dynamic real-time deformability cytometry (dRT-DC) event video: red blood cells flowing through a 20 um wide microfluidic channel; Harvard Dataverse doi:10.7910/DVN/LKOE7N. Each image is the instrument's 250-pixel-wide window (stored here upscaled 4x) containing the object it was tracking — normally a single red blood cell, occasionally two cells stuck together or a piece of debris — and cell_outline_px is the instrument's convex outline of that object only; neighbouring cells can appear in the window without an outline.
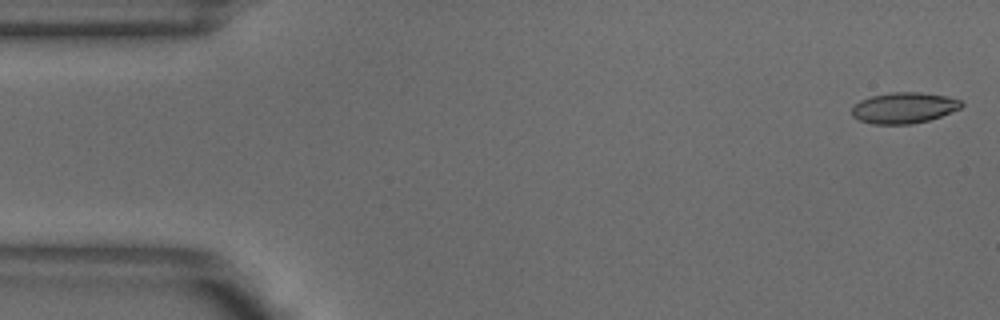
{"species": "common noctule bat (a hibernating species)", "species_latin": "Nyctalus noctula", "temperature_condition": "warm", "stored_images_in_passage": 4, "camera_frame_rate_fps": 3000, "um_per_image_px": 0.085, "animal": {"sex": "male", "body_mass_g": 18.8}, "frame": {"image": 1, "passage_image": 1, "time_ms": 0.0, "image_size_px": [1000, 320], "cell_outline_px": [[964, 104], [960, 108], [940, 116], [928, 120], [912, 124], [872, 124], [860, 120], [852, 116], [852, 104], [860, 100], [872, 96], [892, 92], [920, 92], [948, 96], [960, 100]], "centroid_in_image_um": [76.81, 9.16], "position_along_channel_um": 8.2, "area_um2": 19.77}}
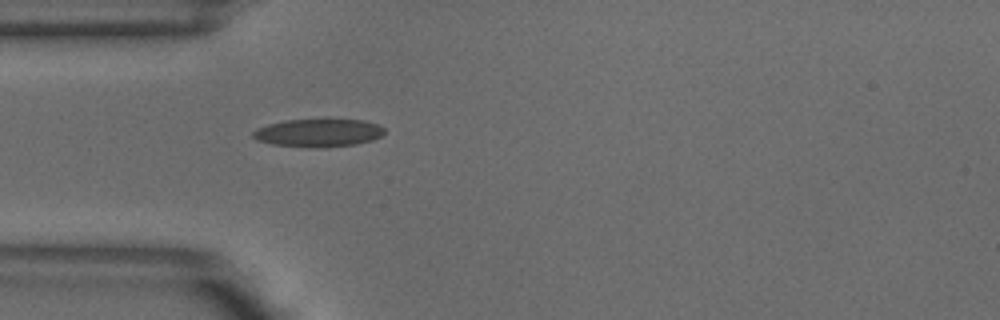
{"frame": {"image": 2, "passage_image": 4, "time_ms": 1.0, "image_size_px": [1000, 320], "cell_outline_px": [[384, 132], [380, 136], [372, 140], [356, 144], [324, 148], [316, 148], [272, 144], [256, 140], [252, 136], [252, 132], [256, 128], [268, 124], [284, 120], [324, 116], [328, 116], [364, 120], [376, 124], [384, 128]], "centroid_in_image_um": [27.06, 11.24], "position_along_channel_um": 57.9, "area_um2": 22.6}}